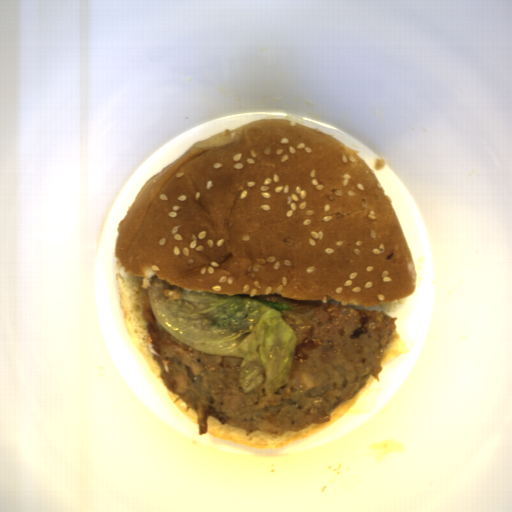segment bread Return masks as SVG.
<instances>
[{"label": "bread", "mask_w": 512, "mask_h": 512, "mask_svg": "<svg viewBox=\"0 0 512 512\" xmlns=\"http://www.w3.org/2000/svg\"><path fill=\"white\" fill-rule=\"evenodd\" d=\"M360 152L318 128L259 119L192 145L150 176L116 231L125 329L153 359L142 290L157 278L215 295H275L394 312L415 293L414 257L391 199Z\"/></svg>", "instance_id": "obj_1"}, {"label": "bread", "mask_w": 512, "mask_h": 512, "mask_svg": "<svg viewBox=\"0 0 512 512\" xmlns=\"http://www.w3.org/2000/svg\"><path fill=\"white\" fill-rule=\"evenodd\" d=\"M409 353L408 346L402 336L395 329L392 333L387 346L384 348L380 359V365L383 366L400 354Z\"/></svg>", "instance_id": "obj_3"}, {"label": "bread", "mask_w": 512, "mask_h": 512, "mask_svg": "<svg viewBox=\"0 0 512 512\" xmlns=\"http://www.w3.org/2000/svg\"><path fill=\"white\" fill-rule=\"evenodd\" d=\"M376 378L371 374L369 376L366 386L360 390L351 399L342 402L337 408L331 412L330 421L325 423L313 424L300 431H286L284 435H273L262 430H256L249 436H246V430L241 427L231 425H221L218 419L213 416H208V430L207 432L214 437L224 439L227 441L235 442L243 446L261 448V449H276L285 448L292 442L309 438L316 432L329 427L336 420L350 411L355 404L360 400L365 391L370 388L375 382Z\"/></svg>", "instance_id": "obj_2"}]
</instances>
